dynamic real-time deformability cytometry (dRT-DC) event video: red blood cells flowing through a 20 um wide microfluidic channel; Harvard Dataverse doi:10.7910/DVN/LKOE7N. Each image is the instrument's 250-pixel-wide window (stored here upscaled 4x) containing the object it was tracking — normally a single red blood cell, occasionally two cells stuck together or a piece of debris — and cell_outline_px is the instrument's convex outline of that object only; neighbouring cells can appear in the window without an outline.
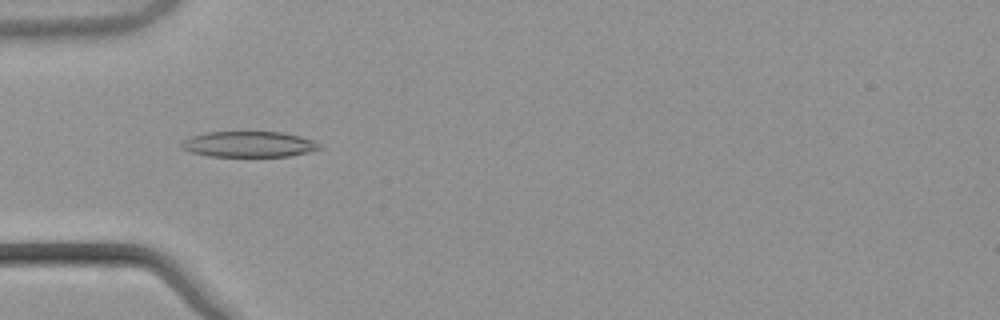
{"species": "common noctule bat (a hibernating species)", "species_latin": "Nyctalus noctula", "temperature_condition": "warm", "stored_images_in_passage": 51, "camera_frame_rate_fps": 3000, "um_per_image_px": 0.085, "animal": {"sex": "male", "body_mass_g": 21.5, "forearm_length_mm": 52.0}, "frame": {"image": 1, "passage_image": 15, "time_ms": 4.667, "image_size_px": [1000, 320], "cell_outline_px": [[324, 148], [308, 152], [288, 156], [208, 156], [192, 152], [180, 148], [180, 140], [192, 136], [208, 132], [280, 132], [300, 136], [312, 140], [320, 144]], "centroid_in_image_um": [21.13, 12.26], "position_along_channel_um": 63.9, "area_um2": 20.69}}
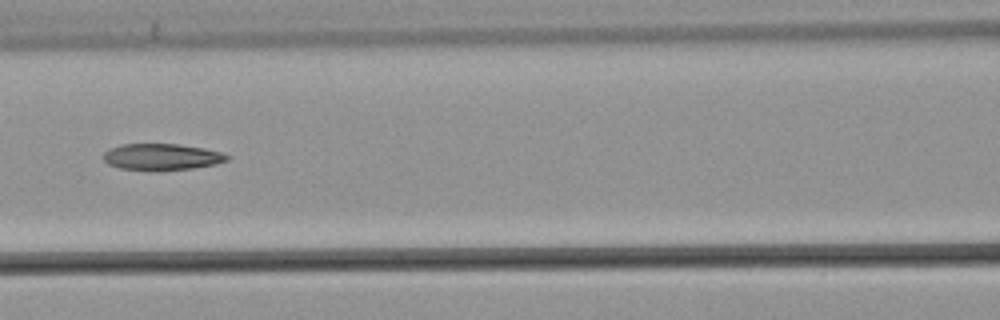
{"frame": {"image": 2, "passage_image": 22, "time_ms": 7.0, "image_size_px": [1000, 320], "cell_outline_px": [[228, 160], [216, 164], [192, 168], [120, 168], [108, 164], [104, 160], [104, 152], [108, 148], [120, 144], [176, 144], [204, 148], [220, 152], [228, 156]], "centroid_in_image_um": [13.73, 13.29], "position_along_channel_um": 152.9, "area_um2": 18.26}}
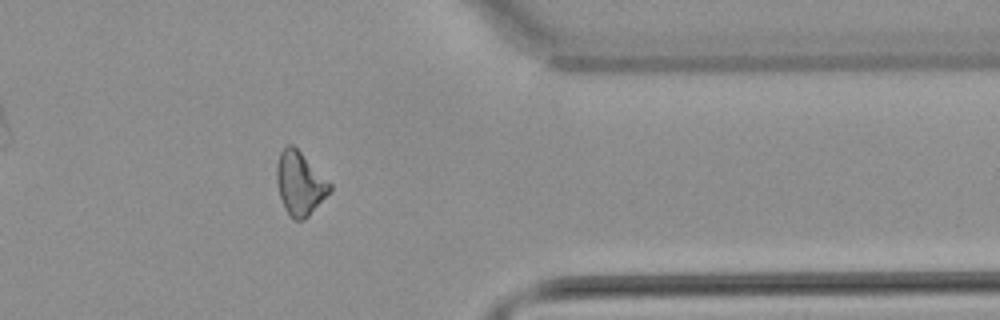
{"frame": {"image": 3, "passage_image": 41, "time_ms": 13.333, "image_size_px": [1000, 320], "cell_outline_px": [[332, 188], [308, 216], [304, 220], [292, 220], [284, 208], [280, 196], [276, 180], [276, 164], [280, 152], [288, 144], [292, 144], [332, 184]], "centroid_in_image_um": [25.46, 15.6], "position_along_channel_um": 385.9, "area_um2": 19.36}, "authors_computed_cell_mechanics": {"area_um2": 19.7676, "velocity_mm_per_s": 3.8912, "shape_relaxation_time_tau1_ms": null, "shape_relaxation_time_tau2_ms": 5.2935, "deformation_change_tau1": null, "deformation_change_tau2": 0.1504}}